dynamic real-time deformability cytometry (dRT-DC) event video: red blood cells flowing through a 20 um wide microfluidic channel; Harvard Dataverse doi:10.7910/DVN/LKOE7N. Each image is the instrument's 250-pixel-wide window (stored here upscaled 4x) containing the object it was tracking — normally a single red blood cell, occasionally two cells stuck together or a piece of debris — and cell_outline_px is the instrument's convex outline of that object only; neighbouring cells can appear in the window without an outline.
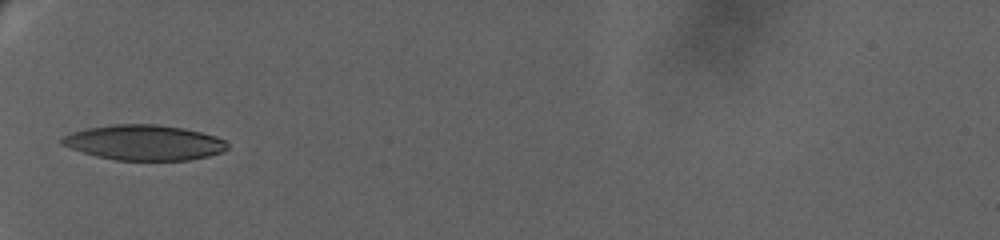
{"species": "human", "species_latin": "Homo sapiens", "temperature_condition": "warm", "stored_images_in_passage": 15, "camera_frame_rate_fps": 3000, "um_per_image_px": 0.085, "donor": {"sex": "female"}, "frame": {"image": 1, "passage_image": 1, "time_ms": 0.0, "image_size_px": [1000, 240], "cell_outline_px": [[228, 148], [224, 152], [208, 156], [188, 160], [116, 160], [96, 156], [60, 144], [60, 136], [72, 132], [88, 128], [112, 124], [160, 124], [184, 128], [216, 136], [224, 140], [228, 144]], "centroid_in_image_um": [12.26, 12.11], "position_along_channel_um": 72.7, "area_um2": 34.1}}
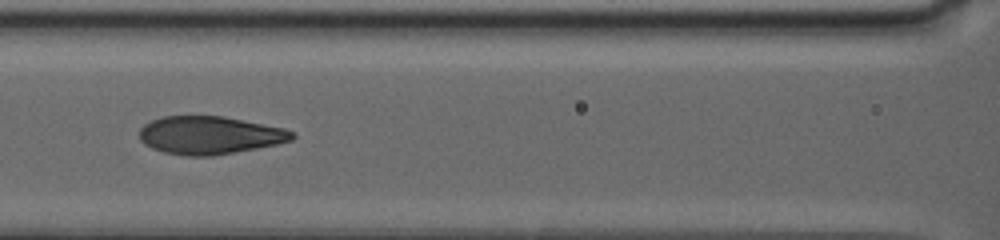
{"frame": {"image": 2, "passage_image": 7, "time_ms": 2.667, "image_size_px": [1000, 240], "cell_outline_px": [[296, 136], [292, 140], [276, 144], [256, 148], [212, 156], [184, 156], [164, 152], [152, 148], [144, 144], [140, 140], [140, 128], [144, 124], [152, 120], [164, 116], [224, 116], [284, 128], [292, 132]], "centroid_in_image_um": [17.8, 11.49], "position_along_channel_um": 148.8, "area_um2": 33.7}}
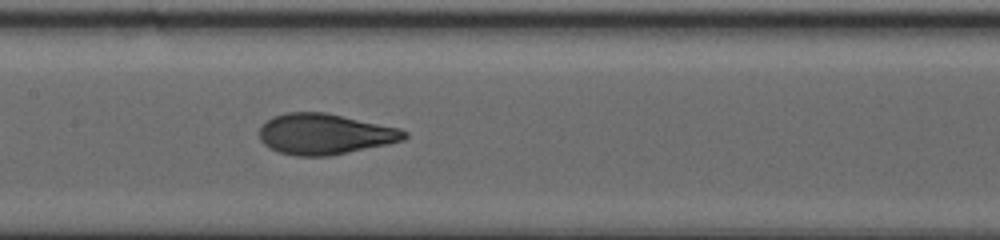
{"frame": {"image": 3, "passage_image": 12, "time_ms": 3.667, "image_size_px": [1000, 240], "cell_outline_px": [[408, 136], [404, 140], [388, 144], [328, 156], [296, 156], [280, 152], [264, 144], [260, 140], [260, 128], [272, 116], [284, 112], [324, 112], [400, 128], [408, 132]], "centroid_in_image_um": [27.62, 11.39], "position_along_channel_um": 179.8, "area_um2": 34.28}}